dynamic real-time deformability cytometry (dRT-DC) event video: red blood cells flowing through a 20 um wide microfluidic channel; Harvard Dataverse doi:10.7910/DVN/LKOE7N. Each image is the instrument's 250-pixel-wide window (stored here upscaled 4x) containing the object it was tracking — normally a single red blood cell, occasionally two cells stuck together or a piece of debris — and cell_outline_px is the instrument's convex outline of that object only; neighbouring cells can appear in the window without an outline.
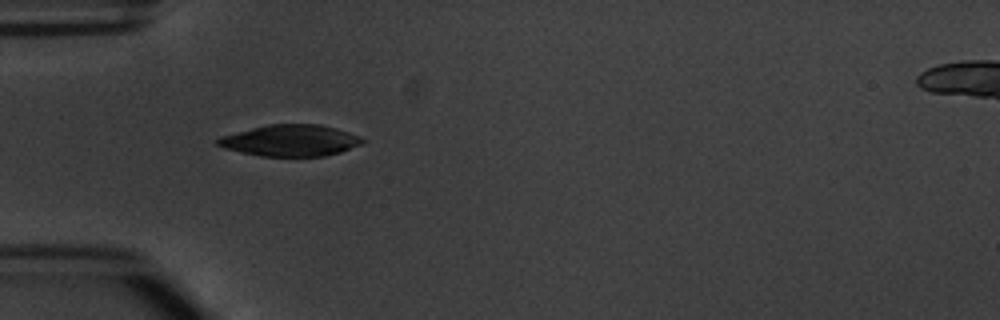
{"species": "common noctule bat (a hibernating species)", "species_latin": "Nyctalus noctula", "temperature_condition": "warm", "stored_images_in_passage": 2, "camera_frame_rate_fps": 3000, "um_per_image_px": 0.085, "animal": {"sex": "male", "body_mass_g": 20.1, "forearm_length_mm": 53.5}, "frame": {"image": 1, "passage_image": 1, "time_ms": 0.0, "image_size_px": [1000, 320], "cell_outline_px": [[364, 144], [340, 152], [324, 156], [260, 156], [224, 148], [216, 144], [216, 140], [220, 136], [268, 124], [320, 124], [348, 132], [360, 136], [364, 140]], "centroid_in_image_um": [24.7, 11.94], "position_along_channel_um": 60.3, "area_um2": 26.41}}